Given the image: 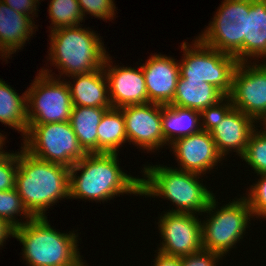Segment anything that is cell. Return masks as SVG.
<instances>
[{"label": "cell", "mask_w": 266, "mask_h": 266, "mask_svg": "<svg viewBox=\"0 0 266 266\" xmlns=\"http://www.w3.org/2000/svg\"><path fill=\"white\" fill-rule=\"evenodd\" d=\"M140 182L121 170L118 153L87 154L70 168L69 199L104 202L123 193L138 196Z\"/></svg>", "instance_id": "obj_1"}, {"label": "cell", "mask_w": 266, "mask_h": 266, "mask_svg": "<svg viewBox=\"0 0 266 266\" xmlns=\"http://www.w3.org/2000/svg\"><path fill=\"white\" fill-rule=\"evenodd\" d=\"M69 184V167L40 160L21 147L15 188L33 217H46L50 206L69 199Z\"/></svg>", "instance_id": "obj_2"}, {"label": "cell", "mask_w": 266, "mask_h": 266, "mask_svg": "<svg viewBox=\"0 0 266 266\" xmlns=\"http://www.w3.org/2000/svg\"><path fill=\"white\" fill-rule=\"evenodd\" d=\"M13 237L23 245L22 256L29 266H86L78 251V234L53 229L47 216L14 228Z\"/></svg>", "instance_id": "obj_3"}, {"label": "cell", "mask_w": 266, "mask_h": 266, "mask_svg": "<svg viewBox=\"0 0 266 266\" xmlns=\"http://www.w3.org/2000/svg\"><path fill=\"white\" fill-rule=\"evenodd\" d=\"M173 167L144 165L141 172L140 195L162 197L176 205L169 212L201 215L215 196L198 179L201 174L179 170Z\"/></svg>", "instance_id": "obj_4"}, {"label": "cell", "mask_w": 266, "mask_h": 266, "mask_svg": "<svg viewBox=\"0 0 266 266\" xmlns=\"http://www.w3.org/2000/svg\"><path fill=\"white\" fill-rule=\"evenodd\" d=\"M81 27H60L50 32L48 60L61 70L59 79L64 74L70 77L100 69L110 55L98 33Z\"/></svg>", "instance_id": "obj_5"}, {"label": "cell", "mask_w": 266, "mask_h": 266, "mask_svg": "<svg viewBox=\"0 0 266 266\" xmlns=\"http://www.w3.org/2000/svg\"><path fill=\"white\" fill-rule=\"evenodd\" d=\"M215 197L203 212L210 217L201 222L202 247L223 257L243 239L253 214L244 196L224 204L220 209L216 208L218 201Z\"/></svg>", "instance_id": "obj_6"}, {"label": "cell", "mask_w": 266, "mask_h": 266, "mask_svg": "<svg viewBox=\"0 0 266 266\" xmlns=\"http://www.w3.org/2000/svg\"><path fill=\"white\" fill-rule=\"evenodd\" d=\"M193 42L192 45L181 43L184 57L179 62L180 76L186 81L209 83L228 96L232 89L234 70L239 62L231 54L212 49L198 37Z\"/></svg>", "instance_id": "obj_7"}, {"label": "cell", "mask_w": 266, "mask_h": 266, "mask_svg": "<svg viewBox=\"0 0 266 266\" xmlns=\"http://www.w3.org/2000/svg\"><path fill=\"white\" fill-rule=\"evenodd\" d=\"M23 146L32 156L71 168L87 153L83 150L69 121L28 125Z\"/></svg>", "instance_id": "obj_8"}, {"label": "cell", "mask_w": 266, "mask_h": 266, "mask_svg": "<svg viewBox=\"0 0 266 266\" xmlns=\"http://www.w3.org/2000/svg\"><path fill=\"white\" fill-rule=\"evenodd\" d=\"M43 69L27 91V124L40 125L70 120L72 100L66 81ZM31 107V108H30Z\"/></svg>", "instance_id": "obj_9"}, {"label": "cell", "mask_w": 266, "mask_h": 266, "mask_svg": "<svg viewBox=\"0 0 266 266\" xmlns=\"http://www.w3.org/2000/svg\"><path fill=\"white\" fill-rule=\"evenodd\" d=\"M249 0H224L213 21L198 38L212 49L233 55L244 62V36H246Z\"/></svg>", "instance_id": "obj_10"}, {"label": "cell", "mask_w": 266, "mask_h": 266, "mask_svg": "<svg viewBox=\"0 0 266 266\" xmlns=\"http://www.w3.org/2000/svg\"><path fill=\"white\" fill-rule=\"evenodd\" d=\"M251 64V65H249ZM253 64V65H252ZM235 109L266 124V63L239 62L228 95Z\"/></svg>", "instance_id": "obj_11"}, {"label": "cell", "mask_w": 266, "mask_h": 266, "mask_svg": "<svg viewBox=\"0 0 266 266\" xmlns=\"http://www.w3.org/2000/svg\"><path fill=\"white\" fill-rule=\"evenodd\" d=\"M159 218L157 224L163 241L156 251L169 256L182 257L203 248L201 219L198 216L168 211Z\"/></svg>", "instance_id": "obj_12"}, {"label": "cell", "mask_w": 266, "mask_h": 266, "mask_svg": "<svg viewBox=\"0 0 266 266\" xmlns=\"http://www.w3.org/2000/svg\"><path fill=\"white\" fill-rule=\"evenodd\" d=\"M120 109L124 115L129 144L133 143L137 148L149 152L163 148L166 142L162 132V105L147 103Z\"/></svg>", "instance_id": "obj_13"}, {"label": "cell", "mask_w": 266, "mask_h": 266, "mask_svg": "<svg viewBox=\"0 0 266 266\" xmlns=\"http://www.w3.org/2000/svg\"><path fill=\"white\" fill-rule=\"evenodd\" d=\"M108 55L103 70L108 80L109 100L112 108L148 103V94L142 67L113 66ZM112 65H111V64Z\"/></svg>", "instance_id": "obj_14"}, {"label": "cell", "mask_w": 266, "mask_h": 266, "mask_svg": "<svg viewBox=\"0 0 266 266\" xmlns=\"http://www.w3.org/2000/svg\"><path fill=\"white\" fill-rule=\"evenodd\" d=\"M170 145L180 165L175 168L179 170L204 175L224 159L207 131L201 130L199 133L177 139Z\"/></svg>", "instance_id": "obj_15"}, {"label": "cell", "mask_w": 266, "mask_h": 266, "mask_svg": "<svg viewBox=\"0 0 266 266\" xmlns=\"http://www.w3.org/2000/svg\"><path fill=\"white\" fill-rule=\"evenodd\" d=\"M141 67L145 77L148 103L171 104L180 76L178 61L166 55L154 54Z\"/></svg>", "instance_id": "obj_16"}, {"label": "cell", "mask_w": 266, "mask_h": 266, "mask_svg": "<svg viewBox=\"0 0 266 266\" xmlns=\"http://www.w3.org/2000/svg\"><path fill=\"white\" fill-rule=\"evenodd\" d=\"M256 121L241 110L233 108L218 125L210 131L218 152L225 158L232 150L242 156Z\"/></svg>", "instance_id": "obj_17"}, {"label": "cell", "mask_w": 266, "mask_h": 266, "mask_svg": "<svg viewBox=\"0 0 266 266\" xmlns=\"http://www.w3.org/2000/svg\"><path fill=\"white\" fill-rule=\"evenodd\" d=\"M31 17L15 11L0 0V56L4 60L10 59L18 49H23L22 46L34 34L37 27Z\"/></svg>", "instance_id": "obj_18"}, {"label": "cell", "mask_w": 266, "mask_h": 266, "mask_svg": "<svg viewBox=\"0 0 266 266\" xmlns=\"http://www.w3.org/2000/svg\"><path fill=\"white\" fill-rule=\"evenodd\" d=\"M71 78L73 84L70 81L66 83L73 106L112 108L108 80L103 67L92 72L73 75Z\"/></svg>", "instance_id": "obj_19"}, {"label": "cell", "mask_w": 266, "mask_h": 266, "mask_svg": "<svg viewBox=\"0 0 266 266\" xmlns=\"http://www.w3.org/2000/svg\"><path fill=\"white\" fill-rule=\"evenodd\" d=\"M201 130L200 111L172 104L162 105V132L168 146Z\"/></svg>", "instance_id": "obj_20"}, {"label": "cell", "mask_w": 266, "mask_h": 266, "mask_svg": "<svg viewBox=\"0 0 266 266\" xmlns=\"http://www.w3.org/2000/svg\"><path fill=\"white\" fill-rule=\"evenodd\" d=\"M251 57V58H250ZM266 58V0H249L246 36H244V62Z\"/></svg>", "instance_id": "obj_21"}, {"label": "cell", "mask_w": 266, "mask_h": 266, "mask_svg": "<svg viewBox=\"0 0 266 266\" xmlns=\"http://www.w3.org/2000/svg\"><path fill=\"white\" fill-rule=\"evenodd\" d=\"M224 95L203 81H186L179 76L172 105L201 111L220 101Z\"/></svg>", "instance_id": "obj_22"}, {"label": "cell", "mask_w": 266, "mask_h": 266, "mask_svg": "<svg viewBox=\"0 0 266 266\" xmlns=\"http://www.w3.org/2000/svg\"><path fill=\"white\" fill-rule=\"evenodd\" d=\"M111 108L73 106L70 124L79 144L87 154L98 153L97 128L104 113Z\"/></svg>", "instance_id": "obj_23"}, {"label": "cell", "mask_w": 266, "mask_h": 266, "mask_svg": "<svg viewBox=\"0 0 266 266\" xmlns=\"http://www.w3.org/2000/svg\"><path fill=\"white\" fill-rule=\"evenodd\" d=\"M0 122L20 131L24 136L27 133V91L20 96L1 78Z\"/></svg>", "instance_id": "obj_24"}, {"label": "cell", "mask_w": 266, "mask_h": 266, "mask_svg": "<svg viewBox=\"0 0 266 266\" xmlns=\"http://www.w3.org/2000/svg\"><path fill=\"white\" fill-rule=\"evenodd\" d=\"M98 153H119L127 142L125 119L120 108L108 109L97 128Z\"/></svg>", "instance_id": "obj_25"}, {"label": "cell", "mask_w": 266, "mask_h": 266, "mask_svg": "<svg viewBox=\"0 0 266 266\" xmlns=\"http://www.w3.org/2000/svg\"><path fill=\"white\" fill-rule=\"evenodd\" d=\"M49 18L53 25L50 31L60 28L81 25L84 20L77 0H50Z\"/></svg>", "instance_id": "obj_26"}, {"label": "cell", "mask_w": 266, "mask_h": 266, "mask_svg": "<svg viewBox=\"0 0 266 266\" xmlns=\"http://www.w3.org/2000/svg\"><path fill=\"white\" fill-rule=\"evenodd\" d=\"M264 130L256 128L250 135L246 150L241 156L252 170L260 174H266V124Z\"/></svg>", "instance_id": "obj_27"}, {"label": "cell", "mask_w": 266, "mask_h": 266, "mask_svg": "<svg viewBox=\"0 0 266 266\" xmlns=\"http://www.w3.org/2000/svg\"><path fill=\"white\" fill-rule=\"evenodd\" d=\"M16 215H22L26 221L21 222L18 218H16ZM0 218L7 221L14 228L25 224L33 218V216L24 207L16 188L0 191Z\"/></svg>", "instance_id": "obj_28"}, {"label": "cell", "mask_w": 266, "mask_h": 266, "mask_svg": "<svg viewBox=\"0 0 266 266\" xmlns=\"http://www.w3.org/2000/svg\"><path fill=\"white\" fill-rule=\"evenodd\" d=\"M233 108L229 96H224L216 104L201 110L200 119L203 121H201V129L207 132L212 131Z\"/></svg>", "instance_id": "obj_29"}, {"label": "cell", "mask_w": 266, "mask_h": 266, "mask_svg": "<svg viewBox=\"0 0 266 266\" xmlns=\"http://www.w3.org/2000/svg\"><path fill=\"white\" fill-rule=\"evenodd\" d=\"M18 170V152L0 151V191L15 188Z\"/></svg>", "instance_id": "obj_30"}, {"label": "cell", "mask_w": 266, "mask_h": 266, "mask_svg": "<svg viewBox=\"0 0 266 266\" xmlns=\"http://www.w3.org/2000/svg\"><path fill=\"white\" fill-rule=\"evenodd\" d=\"M245 196L251 207L253 217L266 218V174H260L258 181L251 185Z\"/></svg>", "instance_id": "obj_31"}, {"label": "cell", "mask_w": 266, "mask_h": 266, "mask_svg": "<svg viewBox=\"0 0 266 266\" xmlns=\"http://www.w3.org/2000/svg\"><path fill=\"white\" fill-rule=\"evenodd\" d=\"M83 18L86 14L93 15L95 18L103 20H113L115 16V3L114 0H77ZM86 13V14H85Z\"/></svg>", "instance_id": "obj_32"}, {"label": "cell", "mask_w": 266, "mask_h": 266, "mask_svg": "<svg viewBox=\"0 0 266 266\" xmlns=\"http://www.w3.org/2000/svg\"><path fill=\"white\" fill-rule=\"evenodd\" d=\"M222 258L218 253L202 248L198 252L182 256L181 266H217L216 263Z\"/></svg>", "instance_id": "obj_33"}, {"label": "cell", "mask_w": 266, "mask_h": 266, "mask_svg": "<svg viewBox=\"0 0 266 266\" xmlns=\"http://www.w3.org/2000/svg\"><path fill=\"white\" fill-rule=\"evenodd\" d=\"M7 6L14 9L15 11L32 15V17L36 16V12L38 11L37 7L39 5L40 0H2ZM38 3V5H36ZM37 10V11H36ZM35 14V15H34Z\"/></svg>", "instance_id": "obj_34"}, {"label": "cell", "mask_w": 266, "mask_h": 266, "mask_svg": "<svg viewBox=\"0 0 266 266\" xmlns=\"http://www.w3.org/2000/svg\"><path fill=\"white\" fill-rule=\"evenodd\" d=\"M156 253L153 266H181L180 256H169L159 251Z\"/></svg>", "instance_id": "obj_35"}, {"label": "cell", "mask_w": 266, "mask_h": 266, "mask_svg": "<svg viewBox=\"0 0 266 266\" xmlns=\"http://www.w3.org/2000/svg\"><path fill=\"white\" fill-rule=\"evenodd\" d=\"M10 236H14V227L0 218V247H3L4 241L6 242L7 238H10Z\"/></svg>", "instance_id": "obj_36"}, {"label": "cell", "mask_w": 266, "mask_h": 266, "mask_svg": "<svg viewBox=\"0 0 266 266\" xmlns=\"http://www.w3.org/2000/svg\"><path fill=\"white\" fill-rule=\"evenodd\" d=\"M7 137H5L1 132H0V151L3 149V145L5 144V140Z\"/></svg>", "instance_id": "obj_37"}]
</instances>
